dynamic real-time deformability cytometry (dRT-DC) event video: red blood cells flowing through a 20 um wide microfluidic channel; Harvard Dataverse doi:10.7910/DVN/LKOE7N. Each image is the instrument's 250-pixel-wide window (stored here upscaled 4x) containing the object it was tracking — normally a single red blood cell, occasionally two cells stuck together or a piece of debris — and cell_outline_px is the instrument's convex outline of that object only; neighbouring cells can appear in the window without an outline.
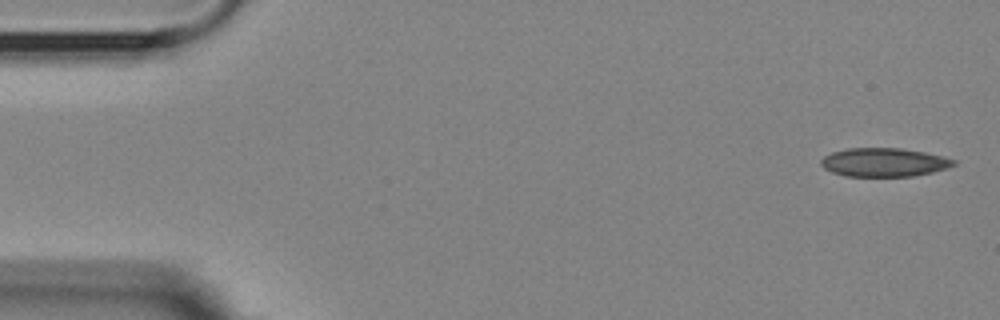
{"species": "Egyptian fruit bat (a non-hibernating species)", "species_latin": "Rousettus aegyptiacus", "temperature_condition": "room temperature", "stored_images_in_passage": 8, "camera_frame_rate_fps": 3000, "um_per_image_px": 0.085, "animal": {"sex": "female"}, "frame": {"image": 1, "passage_image": 1, "time_ms": 0.0, "image_size_px": [1000, 320], "cell_outline_px": [[956, 164], [948, 168], [932, 172], [912, 176], [844, 176], [832, 172], [824, 168], [820, 164], [820, 160], [824, 156], [832, 152], [848, 148], [900, 148], [924, 152], [944, 156], [956, 160]], "centroid_in_image_um": [75.14, 13.79], "position_along_channel_um": 9.9, "area_um2": 22.2}}
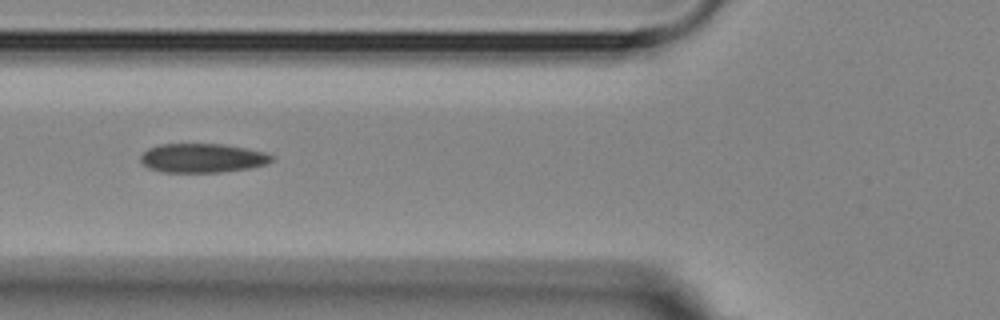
{"frame": {"image": 2, "passage_image": 6, "time_ms": 6.0, "image_size_px": [1000, 320], "cell_outline_px": [[276, 156], [272, 160], [264, 164], [248, 168], [220, 172], [164, 172], [148, 168], [140, 160], [140, 156], [148, 148], [160, 144], [224, 144], [264, 152]], "centroid_in_image_um": [17.18, 13.43], "position_along_channel_um": 108.6, "area_um2": 22.08}}
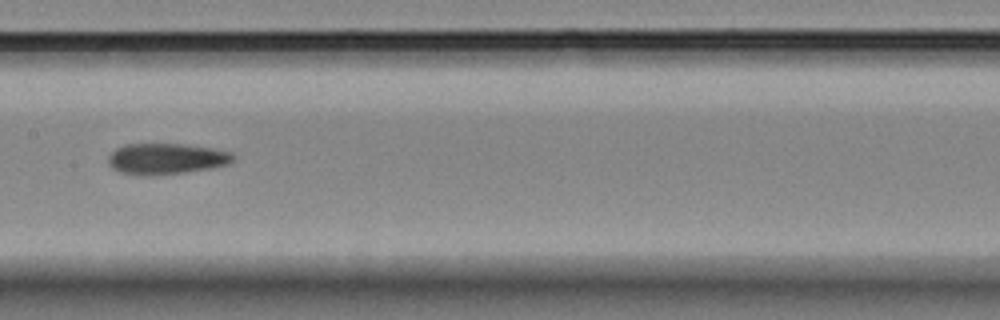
{"frame": {"image": 3, "passage_image": 8, "time_ms": 8.333, "image_size_px": [1000, 320], "cell_outline_px": [[236, 156], [228, 164], [212, 168], [184, 172], [152, 176], [144, 176], [120, 172], [112, 168], [108, 164], [108, 156], [116, 148], [124, 144], [184, 144], [212, 148], [232, 152]], "centroid_in_image_um": [14.12, 13.5], "position_along_channel_um": 193.3, "area_um2": 22.72}}